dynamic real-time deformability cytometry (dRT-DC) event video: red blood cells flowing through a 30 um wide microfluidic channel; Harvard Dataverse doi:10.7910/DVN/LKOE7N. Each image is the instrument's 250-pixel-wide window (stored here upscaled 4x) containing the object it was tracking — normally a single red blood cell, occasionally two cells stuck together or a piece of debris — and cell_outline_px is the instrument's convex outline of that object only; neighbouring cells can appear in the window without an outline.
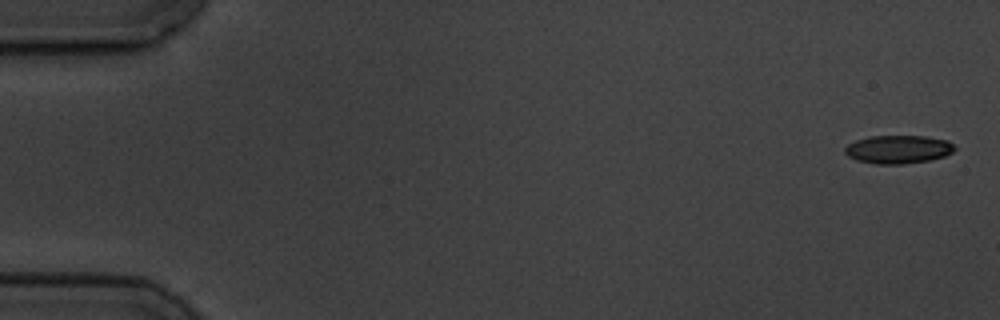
{"species": "common noctule bat (a hibernating species)", "species_latin": "Nyctalus noctula", "temperature_condition": "cold", "stored_images_in_passage": 6, "camera_frame_rate_fps": 3000, "um_per_image_px": 0.085, "animal": {"sex": "male", "body_mass_g": 19.5, "forearm_length_mm": 54.6}, "frame": {"image": 1, "passage_image": 1, "time_ms": 0.0, "image_size_px": [1000, 320], "cell_outline_px": [[956, 148], [952, 152], [944, 156], [928, 160], [904, 164], [876, 164], [856, 160], [848, 156], [844, 152], [844, 148], [848, 144], [856, 140], [868, 136], [924, 136], [948, 140]], "centroid_in_image_um": [76.32, 12.69], "position_along_channel_um": 8.7, "area_um2": 18.09}}
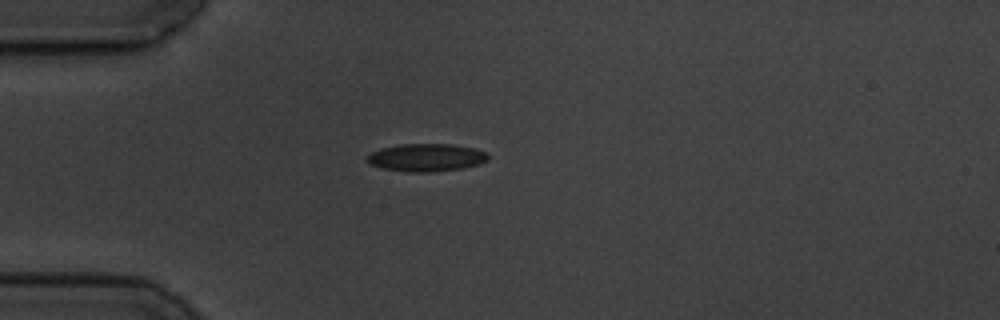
{"frame": {"image": 2, "passage_image": 5, "time_ms": 4.667, "image_size_px": [1000, 320], "cell_outline_px": [[488, 160], [480, 164], [464, 168], [428, 172], [408, 172], [384, 168], [372, 164], [364, 156], [380, 148], [404, 144], [452, 144], [476, 148], [484, 152], [488, 156]], "centroid_in_image_um": [36.26, 13.38], "position_along_channel_um": 48.7, "area_um2": 19.48}}